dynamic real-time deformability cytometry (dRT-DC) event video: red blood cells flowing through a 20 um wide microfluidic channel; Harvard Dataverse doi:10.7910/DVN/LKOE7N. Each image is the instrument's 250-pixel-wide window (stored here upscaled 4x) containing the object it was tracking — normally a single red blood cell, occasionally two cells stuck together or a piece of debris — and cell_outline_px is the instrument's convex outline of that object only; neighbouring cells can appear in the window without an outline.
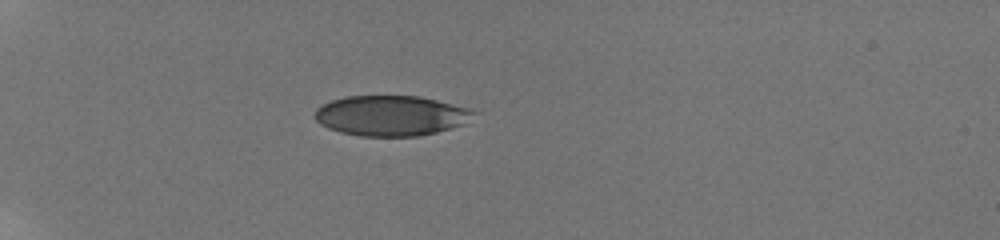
{"species": "human", "species_latin": "Homo sapiens", "temperature_condition": "room temperature", "stored_images_in_passage": 11, "camera_frame_rate_fps": 3000, "um_per_image_px": 0.085, "donor": {"sex": "male"}, "frame": {"image": 1, "passage_image": 1, "time_ms": 0.0, "image_size_px": [1000, 240], "cell_outline_px": [[480, 112], [464, 124], [452, 128], [436, 132], [416, 136], [360, 136], [340, 132], [328, 128], [320, 124], [312, 116], [316, 108], [332, 100], [344, 96], [420, 96], [468, 108]], "centroid_in_image_um": [33.23, 9.83], "position_along_channel_um": 51.8, "area_um2": 37.45}}